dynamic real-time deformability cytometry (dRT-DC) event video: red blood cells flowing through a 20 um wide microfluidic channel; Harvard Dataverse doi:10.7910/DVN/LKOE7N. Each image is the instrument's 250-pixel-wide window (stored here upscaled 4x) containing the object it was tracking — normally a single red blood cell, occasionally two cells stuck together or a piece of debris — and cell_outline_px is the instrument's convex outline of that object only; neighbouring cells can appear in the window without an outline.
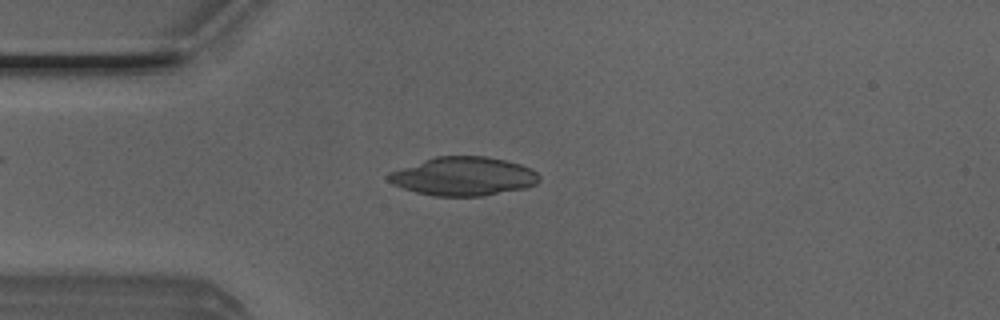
{"species": "Egyptian fruit bat (a non-hibernating species)", "species_latin": "Rousettus aegyptiacus", "temperature_condition": "room temperature", "stored_images_in_passage": 41, "camera_frame_rate_fps": 3000, "um_per_image_px": 0.085, "animal": {"sex": "male"}, "frame": {"image": 1, "passage_image": 3, "time_ms": 0.667, "image_size_px": [1000, 320], "cell_outline_px": [[540, 180], [536, 184], [524, 188], [484, 196], [432, 196], [416, 192], [392, 184], [384, 176], [388, 172], [436, 156], [484, 156], [504, 160], [520, 164], [536, 172], [540, 176]], "centroid_in_image_um": [39.36, 14.99], "position_along_channel_um": 45.6, "area_um2": 33.93}}
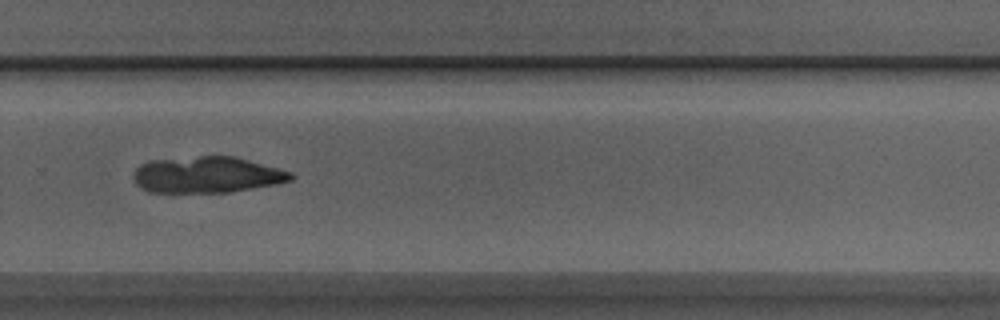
{"frame": {"image": 2, "passage_image": 24, "time_ms": 7.667, "image_size_px": [1000, 320], "cell_outline_px": [[296, 176], [292, 180], [276, 184], [228, 192], [148, 192], [140, 188], [132, 180], [132, 172], [140, 164], [148, 160], [200, 156], [236, 156], [292, 172]], "centroid_in_image_um": [17.55, 14.85], "position_along_channel_um": 312.2, "area_um2": 33.58}}
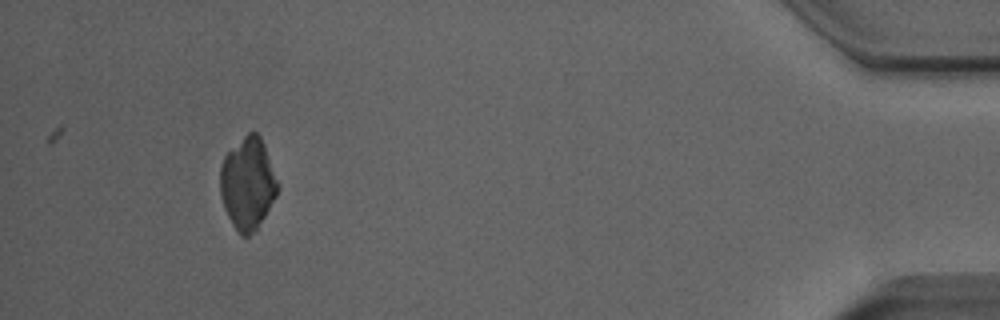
{"frame": {"image": 3, "passage_image": 37, "time_ms": 12.0, "image_size_px": [1000, 320], "cell_outline_px": [[280, 188], [276, 196], [256, 232], [248, 236], [240, 236], [232, 224], [224, 208], [220, 196], [220, 164], [224, 156], [248, 132], [256, 132], [260, 136], [264, 144], [280, 184]], "centroid_in_image_um": [21.07, 15.63], "position_along_channel_um": 414.1, "area_um2": 31.15}}